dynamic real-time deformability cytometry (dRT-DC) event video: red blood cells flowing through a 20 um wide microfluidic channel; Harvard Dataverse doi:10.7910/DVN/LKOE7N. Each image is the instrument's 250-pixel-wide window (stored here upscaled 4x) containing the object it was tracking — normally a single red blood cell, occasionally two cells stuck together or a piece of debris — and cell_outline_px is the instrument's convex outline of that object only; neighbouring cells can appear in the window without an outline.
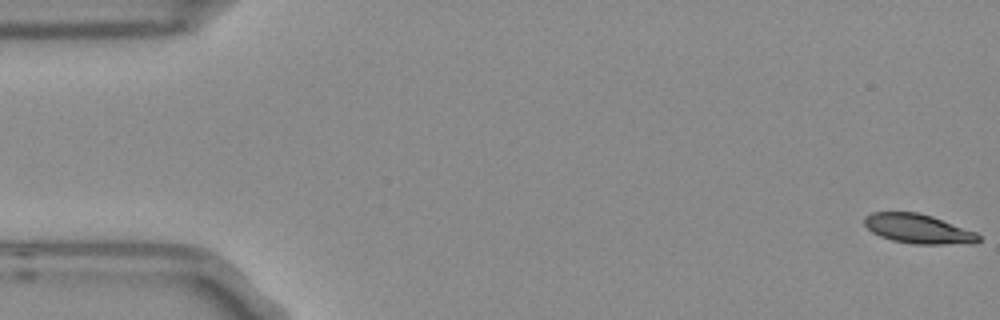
{"species": "Egyptian fruit bat (a non-hibernating species)", "species_latin": "Rousettus aegyptiacus", "temperature_condition": "room temperature", "stored_images_in_passage": 5, "camera_frame_rate_fps": 3000, "um_per_image_px": 0.085, "frame": {"image": 1, "passage_image": 1, "time_ms": 0.0, "image_size_px": [1000, 320], "cell_outline_px": [[980, 240], [976, 244], [912, 244], [892, 240], [880, 236], [872, 232], [864, 224], [864, 216], [872, 212], [920, 212], [932, 216], [976, 232], [980, 236]], "centroid_in_image_um": [78.06, 19.45], "position_along_channel_um": 6.9, "area_um2": 19.71}}
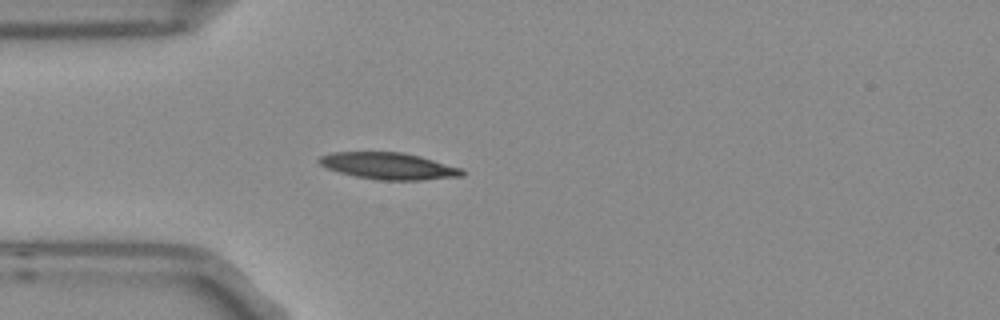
{"frame": {"image": 2, "passage_image": 5, "time_ms": 1.333, "image_size_px": [1000, 320], "cell_outline_px": [[468, 172], [464, 176], [420, 180], [376, 180], [356, 176], [340, 172], [328, 168], [320, 164], [316, 160], [320, 156], [332, 152], [404, 152], [420, 156], [464, 168]], "centroid_in_image_um": [33.1, 14.11], "position_along_channel_um": 51.9, "area_um2": 22.48}}